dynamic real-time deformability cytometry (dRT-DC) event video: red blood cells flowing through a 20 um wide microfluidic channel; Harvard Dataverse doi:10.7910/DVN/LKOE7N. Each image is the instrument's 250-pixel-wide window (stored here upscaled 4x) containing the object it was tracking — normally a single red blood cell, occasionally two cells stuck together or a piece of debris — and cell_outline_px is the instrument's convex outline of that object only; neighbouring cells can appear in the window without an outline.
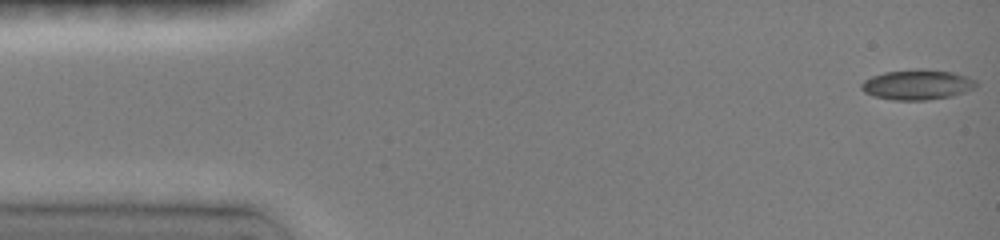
{"species": "common noctule bat (a hibernating species)", "species_latin": "Nyctalus noctula", "temperature_condition": "room temperature", "stored_images_in_passage": 42, "camera_frame_rate_fps": 3000, "um_per_image_px": 0.085, "animal": {"sex": "female", "body_mass_g": 19.0, "forearm_length_mm": 51.5}, "frame": {"image": 1, "passage_image": 1, "time_ms": 0.0, "image_size_px": [1000, 240], "cell_outline_px": [[976, 88], [952, 96], [928, 100], [892, 100], [872, 96], [864, 92], [860, 88], [860, 84], [864, 80], [872, 76], [884, 72], [920, 68], [952, 72], [976, 80]], "centroid_in_image_um": [77.93, 7.2], "position_along_channel_um": 7.1, "area_um2": 20.29}}
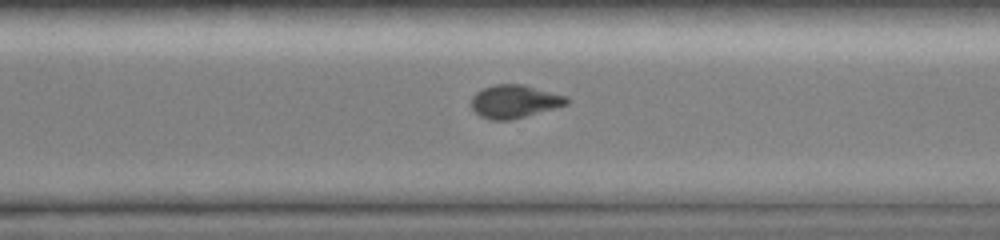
{"frame": {"image": 2, "passage_image": 32, "time_ms": 11.0, "image_size_px": [1000, 240], "cell_outline_px": [[568, 104], [556, 108], [508, 120], [492, 120], [480, 116], [472, 108], [472, 96], [476, 92], [492, 84], [520, 84], [564, 96], [568, 100]], "centroid_in_image_um": [43.68, 8.62], "position_along_channel_um": 326.9, "area_um2": 17.98}}
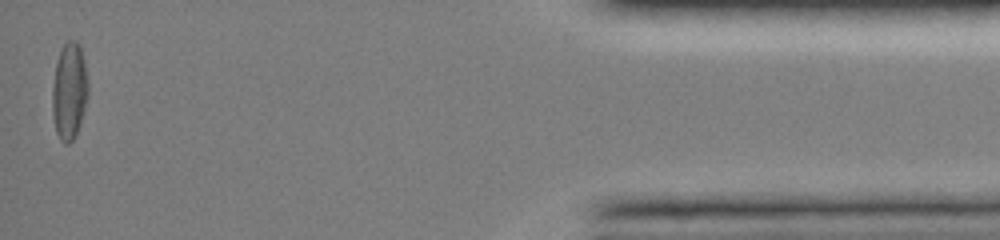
{"frame": {"image": 3, "passage_image": 42, "time_ms": 15.333, "image_size_px": [1000, 240], "cell_outline_px": [[88, 96], [80, 124], [76, 136], [68, 144], [64, 144], [60, 140], [56, 132], [52, 112], [52, 88], [56, 64], [60, 48], [68, 40], [76, 40], [80, 44], [88, 84]], "centroid_in_image_um": [5.88, 7.76], "position_along_channel_um": 429.3, "area_um2": 20.35}, "authors_computed_cell_mechanics": {"area_um2": 18.9295, "velocity_mm_per_s": 4.0053, "shape_relaxation_time_tau1_ms": 8.2754, "shape_relaxation_time_tau2_ms": 3.292, "deformation_change_tau1": 0.2034, "deformation_change_tau2": 0.067}}